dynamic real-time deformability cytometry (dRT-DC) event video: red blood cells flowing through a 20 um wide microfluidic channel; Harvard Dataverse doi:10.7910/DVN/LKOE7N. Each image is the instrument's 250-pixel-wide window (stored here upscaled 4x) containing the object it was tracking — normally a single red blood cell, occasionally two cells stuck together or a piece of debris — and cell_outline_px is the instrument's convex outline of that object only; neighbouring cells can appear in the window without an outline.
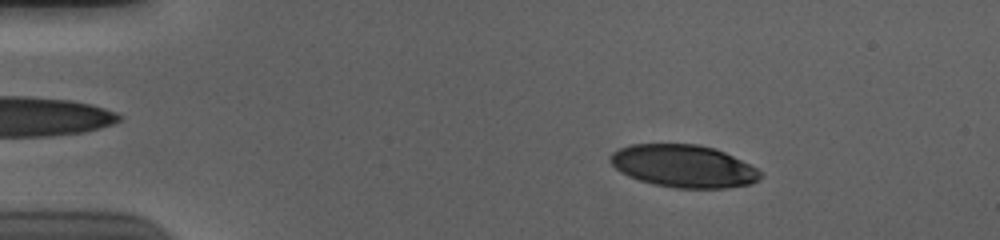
{"species": "human", "species_latin": "Homo sapiens", "temperature_condition": "cold", "stored_images_in_passage": 54, "camera_frame_rate_fps": 3000, "um_per_image_px": 0.085, "donor": {"sex": "male"}, "frame": {"image": 1, "passage_image": 7, "time_ms": 2.0, "image_size_px": [1000, 240], "cell_outline_px": [[760, 176], [752, 184], [724, 188], [672, 188], [640, 180], [628, 176], [620, 172], [608, 160], [608, 156], [612, 152], [628, 144], [696, 144], [716, 148], [756, 168], [760, 172]], "centroid_in_image_um": [58.05, 14.11], "position_along_channel_um": 27.0, "area_um2": 37.11}}
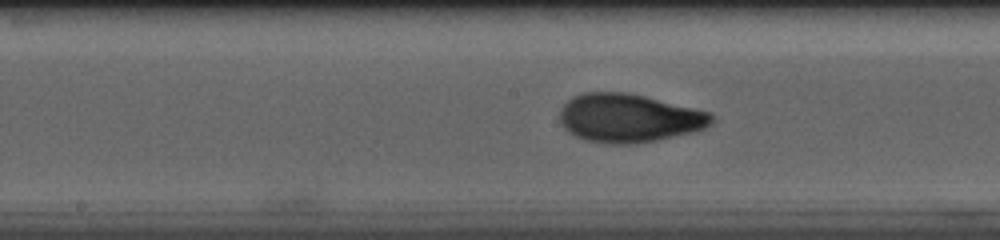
{"frame": {"image": 2, "passage_image": 27, "time_ms": 8.667, "image_size_px": [1000, 240], "cell_outline_px": [[716, 120], [712, 124], [696, 132], [636, 144], [608, 144], [584, 140], [568, 132], [564, 128], [560, 120], [560, 108], [572, 96], [584, 92], [628, 92], [712, 112], [716, 116]], "centroid_in_image_um": [53.5, 10.04], "position_along_channel_um": 194.7, "area_um2": 43.52}}
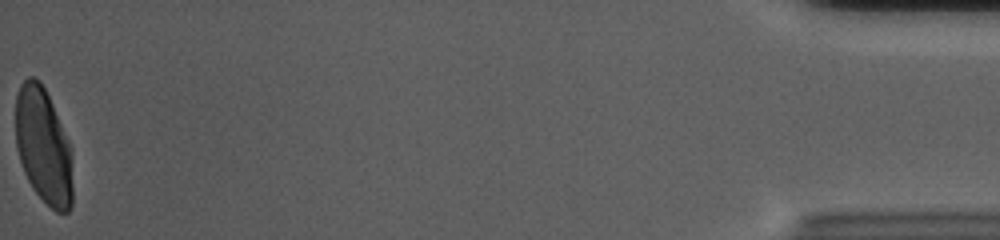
{"frame": {"image": 3, "passage_image": 54, "time_ms": 17.667, "image_size_px": [1000, 240], "cell_outline_px": [[72, 208], [68, 212], [56, 212], [32, 188], [24, 172], [16, 148], [16, 96], [20, 84], [28, 76], [32, 76], [40, 80], [52, 104], [72, 152]], "centroid_in_image_um": [3.68, 12.42], "position_along_channel_um": 431.5, "area_um2": 38.38}, "authors_computed_cell_mechanics": {"area_um2": 40.0843, "velocity_mm_per_s": 3.6922, "shape_relaxation_time_tau1_ms": 4.438, "shape_relaxation_time_tau2_ms": 0.8429, "deformation_change_tau1": 0.1996, "deformation_change_tau2": 0.0553}}